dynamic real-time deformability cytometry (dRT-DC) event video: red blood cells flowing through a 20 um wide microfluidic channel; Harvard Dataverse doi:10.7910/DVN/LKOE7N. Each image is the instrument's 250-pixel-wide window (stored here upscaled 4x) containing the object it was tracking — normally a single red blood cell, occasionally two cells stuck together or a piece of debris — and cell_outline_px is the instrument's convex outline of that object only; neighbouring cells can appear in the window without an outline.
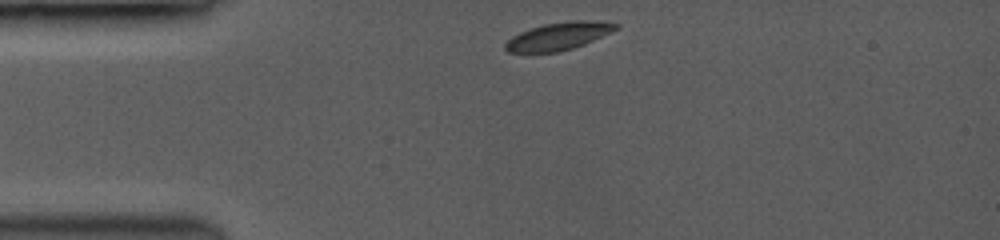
{"species": "common noctule bat (a hibernating species)", "species_latin": "Nyctalus noctula", "temperature_condition": "room temperature", "stored_images_in_passage": 40, "camera_frame_rate_fps": 3500, "um_per_image_px": 0.085, "animal": {"sex": "female", "body_mass_g": 19.0, "forearm_length_mm": 53.3}, "frame": {"image": 1, "passage_image": 1, "time_ms": 0.0, "image_size_px": [1000, 240], "cell_outline_px": [[620, 24], [616, 28], [584, 44], [572, 48], [556, 52], [508, 52], [504, 48], [504, 44], [512, 36], [520, 32], [544, 24], [572, 20], [584, 20]], "centroid_in_image_um": [47.4, 3.08], "position_along_channel_um": 37.6, "area_um2": 17.28}}
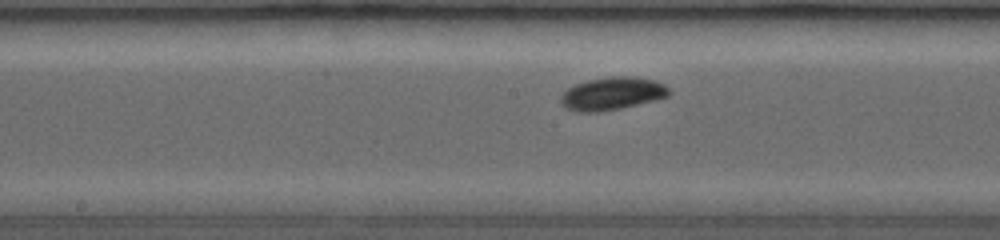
{"frame": {"image": 2, "passage_image": 18, "time_ms": 4.857, "image_size_px": [1000, 240], "cell_outline_px": [[668, 96], [620, 108], [596, 112], [580, 112], [568, 108], [560, 100], [564, 92], [568, 88], [576, 84], [588, 80], [608, 76], [632, 76], [656, 80], [664, 84], [668, 88]], "centroid_in_image_um": [52.04, 7.93], "position_along_channel_um": 196.2, "area_um2": 20.29}}
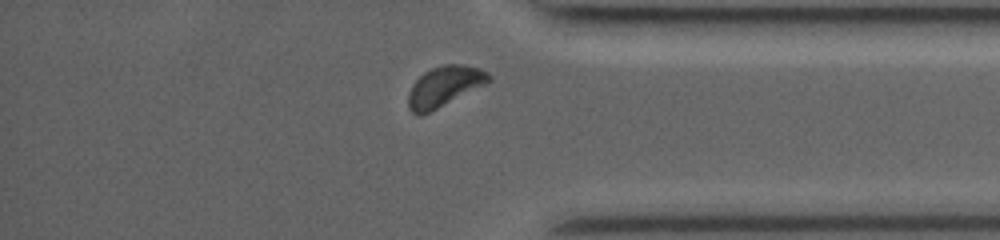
{"frame": {"image": 3, "passage_image": 36, "time_ms": 10.0, "image_size_px": [1000, 240], "cell_outline_px": [[492, 80], [488, 84], [420, 116], [416, 116], [408, 108], [408, 92], [412, 84], [424, 72], [432, 68], [444, 64], [460, 64], [480, 68], [488, 72], [492, 76]], "centroid_in_image_um": [37.79, 7.34], "position_along_channel_um": 397.4, "area_um2": 19.13}, "authors_computed_cell_mechanics": {"area_um2": 18.5827, "velocity_mm_per_s": 3.9465, "shape_relaxation_time_tau1_ms": 1.0529, "shape_relaxation_time_tau2_ms": null, "deformation_change_tau1": 0.0775, "deformation_change_tau2": null}}